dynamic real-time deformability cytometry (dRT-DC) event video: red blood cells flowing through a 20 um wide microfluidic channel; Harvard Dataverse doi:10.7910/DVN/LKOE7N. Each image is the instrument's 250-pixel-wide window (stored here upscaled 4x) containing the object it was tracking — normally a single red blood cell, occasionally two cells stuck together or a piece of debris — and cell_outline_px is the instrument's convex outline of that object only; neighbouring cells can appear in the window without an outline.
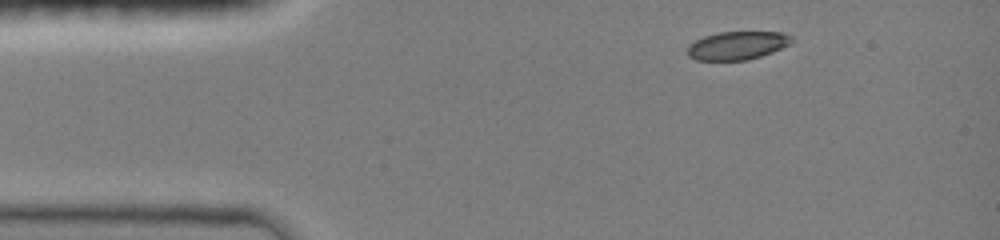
{"species": "common noctule bat (a hibernating species)", "species_latin": "Nyctalus noctula", "temperature_condition": "room temperature", "stored_images_in_passage": 6, "camera_frame_rate_fps": 3000, "um_per_image_px": 0.085, "animal": {"sex": "female", "body_mass_g": 19.0, "forearm_length_mm": 51.5}, "frame": {"image": 1, "passage_image": 1, "time_ms": 0.0, "image_size_px": [1000, 240], "cell_outline_px": [[792, 40], [788, 44], [772, 52], [748, 60], [696, 60], [688, 56], [688, 44], [704, 36], [720, 32], [784, 32], [792, 36]], "centroid_in_image_um": [62.65, 3.86], "position_along_channel_um": 22.4, "area_um2": 17.05}}
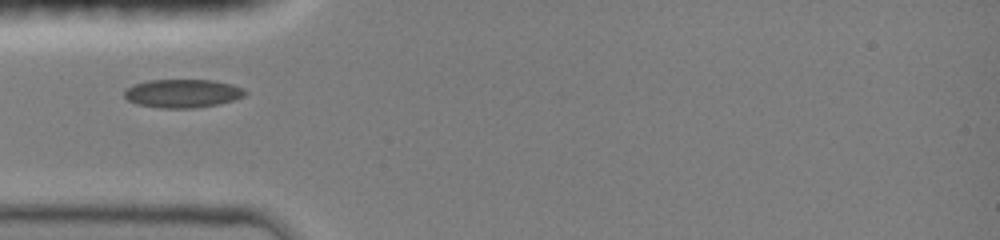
{"frame": {"image": 2, "passage_image": 5, "time_ms": 2.667, "image_size_px": [1000, 240], "cell_outline_px": [[248, 92], [244, 96], [232, 100], [216, 104], [192, 108], [160, 108], [136, 104], [128, 100], [124, 96], [124, 88], [132, 84], [148, 80], [212, 80], [232, 84], [244, 88]], "centroid_in_image_um": [15.48, 7.93], "position_along_channel_um": 69.5, "area_um2": 20.11}}